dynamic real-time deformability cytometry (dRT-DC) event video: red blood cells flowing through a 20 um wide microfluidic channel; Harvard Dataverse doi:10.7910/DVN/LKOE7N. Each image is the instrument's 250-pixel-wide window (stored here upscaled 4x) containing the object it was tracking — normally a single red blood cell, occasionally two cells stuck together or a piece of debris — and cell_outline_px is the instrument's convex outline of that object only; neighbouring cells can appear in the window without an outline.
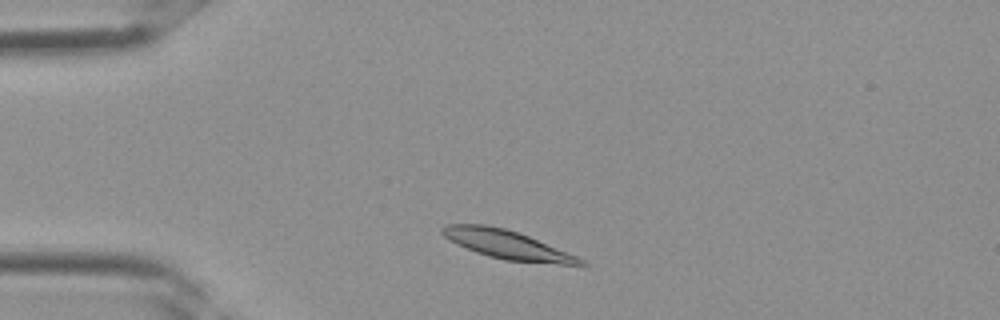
{"species": "Egyptian fruit bat (a non-hibernating species)", "species_latin": "Rousettus aegyptiacus", "temperature_condition": "room temperature", "stored_images_in_passage": 2, "camera_frame_rate_fps": 3000, "um_per_image_px": 0.085, "frame": {"image": 1, "passage_image": 1, "time_ms": 0.0, "image_size_px": [1000, 320], "cell_outline_px": [[588, 268], [584, 268], [504, 260], [488, 256], [476, 252], [456, 244], [444, 236], [440, 232], [440, 228], [448, 224], [484, 224], [504, 228], [528, 236], [576, 256], [584, 260], [588, 264]], "centroid_in_image_um": [43.22, 20.85], "position_along_channel_um": 41.8, "area_um2": 23.58}}